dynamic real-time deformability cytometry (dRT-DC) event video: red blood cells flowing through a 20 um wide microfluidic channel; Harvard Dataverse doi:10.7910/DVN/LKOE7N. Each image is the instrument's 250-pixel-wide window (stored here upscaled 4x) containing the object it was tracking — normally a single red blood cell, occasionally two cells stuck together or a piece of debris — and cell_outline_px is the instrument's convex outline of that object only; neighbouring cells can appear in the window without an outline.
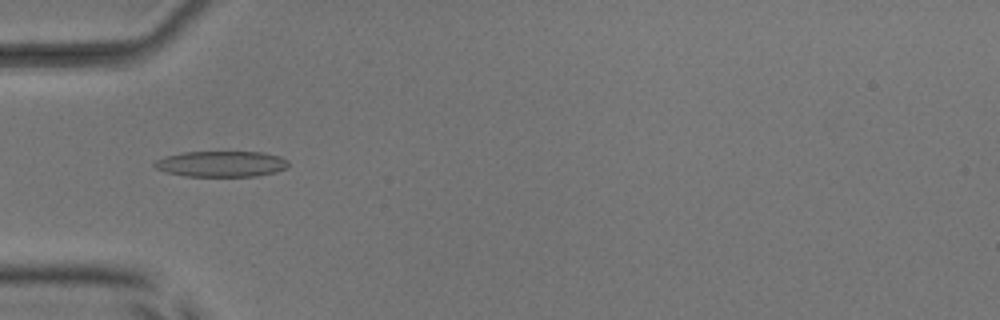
{"species": "common noctule bat (a hibernating species)", "species_latin": "Nyctalus noctula", "temperature_condition": "room temperature", "stored_images_in_passage": 44, "camera_frame_rate_fps": 3000, "um_per_image_px": 0.085, "animal": {"sex": "male", "body_mass_g": 17.9, "forearm_length_mm": 54.2}, "frame": {"image": 1, "passage_image": 9, "time_ms": 2.667, "image_size_px": [1000, 320], "cell_outline_px": [[288, 168], [276, 172], [256, 176], [184, 176], [168, 172], [156, 168], [152, 164], [156, 160], [164, 156], [184, 152], [264, 152], [280, 156], [288, 160]], "centroid_in_image_um": [18.84, 13.93], "position_along_channel_um": 66.2, "area_um2": 20.23}}
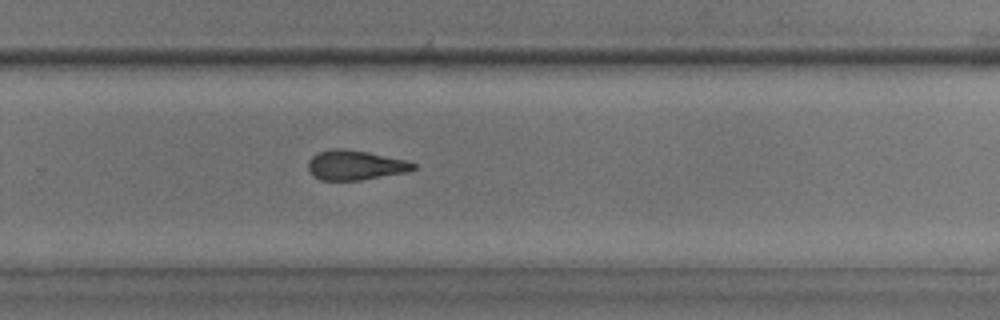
{"frame": {"image": 2, "passage_image": 27, "time_ms": 8.667, "image_size_px": [1000, 320], "cell_outline_px": [[416, 168], [408, 172], [360, 180], [320, 180], [312, 176], [308, 168], [308, 160], [316, 152], [332, 148], [344, 148], [368, 152], [404, 160], [416, 164]], "centroid_in_image_um": [30.15, 14.03], "position_along_channel_um": 299.7, "area_um2": 18.32}}
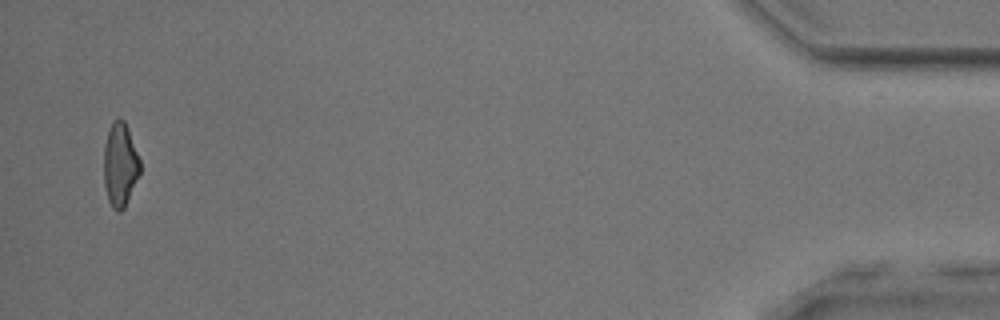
{"frame": {"image": 3, "passage_image": 43, "time_ms": 14.0, "image_size_px": [1000, 320], "cell_outline_px": [[140, 172], [124, 208], [120, 212], [116, 212], [112, 208], [108, 200], [104, 188], [104, 144], [108, 132], [112, 124], [120, 116], [124, 120], [128, 128], [140, 160]], "centroid_in_image_um": [10.2, 14.02], "position_along_channel_um": 425.0, "area_um2": 17.63}, "authors_computed_cell_mechanics": {"area_um2": 18.785, "velocity_mm_per_s": 3.9242, "shape_relaxation_time_tau1_ms": null, "shape_relaxation_time_tau2_ms": 2.952, "deformation_change_tau1": null, "deformation_change_tau2": 0.121}}